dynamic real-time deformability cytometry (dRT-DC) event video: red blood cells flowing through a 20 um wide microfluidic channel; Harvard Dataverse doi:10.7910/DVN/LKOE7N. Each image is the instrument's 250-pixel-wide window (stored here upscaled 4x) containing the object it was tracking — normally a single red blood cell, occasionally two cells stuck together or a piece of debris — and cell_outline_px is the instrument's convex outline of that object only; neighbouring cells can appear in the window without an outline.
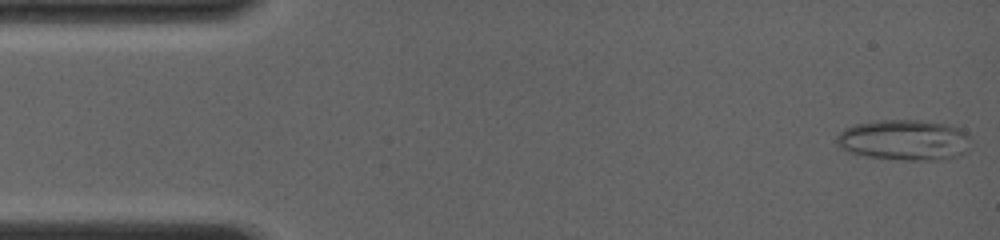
{"species": "common noctule bat (a hibernating species)", "species_latin": "Nyctalus noctula", "temperature_condition": "room temperature", "stored_images_in_passage": 18, "camera_frame_rate_fps": 4000, "um_per_image_px": 0.085, "animal": {"sex": "female", "body_mass_g": 19.0, "forearm_length_mm": 56.7}, "frame": {"image": 1, "passage_image": 1, "time_ms": 0.0, "image_size_px": [1000, 240], "cell_outline_px": [[968, 152], [960, 156], [944, 160], [904, 160], [868, 156], [848, 152], [840, 148], [836, 144], [836, 136], [844, 128], [856, 124], [880, 120], [920, 120], [948, 124], [960, 128], [968, 132]], "centroid_in_image_um": [76.89, 11.9], "position_along_channel_um": 8.1, "area_um2": 32.14}}
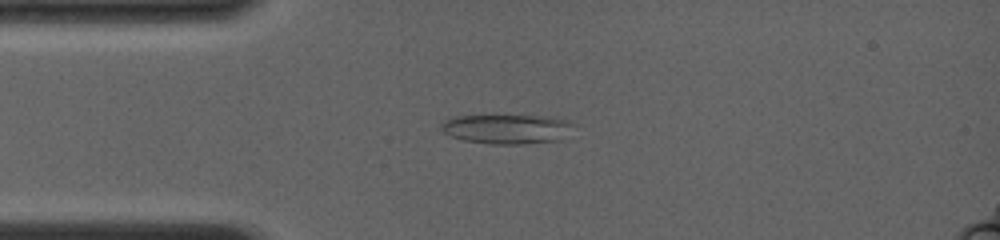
{"frame": {"image": 2, "passage_image": 11, "time_ms": 3.25, "image_size_px": [1000, 240], "cell_outline_px": [[576, 124], [560, 140], [524, 144], [492, 144], [464, 140], [452, 136], [444, 132], [440, 128], [440, 124], [444, 120], [456, 116], [548, 116], [568, 120]], "centroid_in_image_um": [43.1, 10.96], "position_along_channel_um": 41.9, "area_um2": 22.72}}
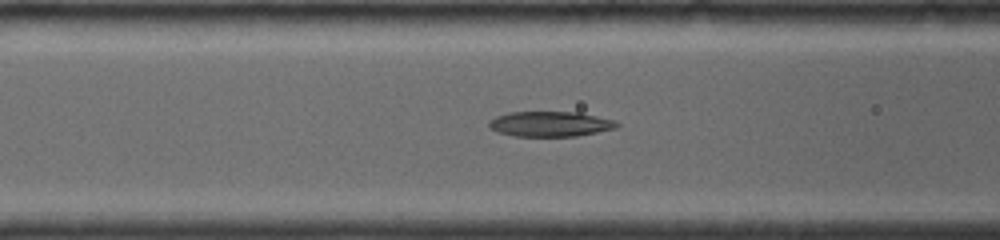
{"frame": {"image": 3, "passage_image": 18, "time_ms": 5.5, "image_size_px": [1000, 240], "cell_outline_px": [[620, 124], [616, 128], [576, 136], [516, 136], [496, 132], [488, 128], [488, 120], [496, 116], [508, 112], [580, 112], [612, 120]], "centroid_in_image_um": [46.7, 10.53], "position_along_channel_um": 119.9, "area_um2": 18.79}}